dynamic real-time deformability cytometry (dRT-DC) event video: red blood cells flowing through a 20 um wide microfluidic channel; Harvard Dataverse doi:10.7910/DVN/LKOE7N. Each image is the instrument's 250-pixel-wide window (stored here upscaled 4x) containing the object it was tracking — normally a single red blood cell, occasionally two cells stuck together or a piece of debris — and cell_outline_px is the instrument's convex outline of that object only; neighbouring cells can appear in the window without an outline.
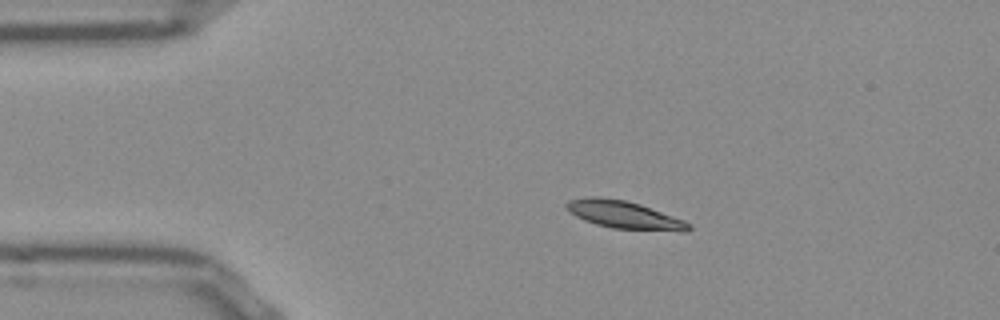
{"species": "Egyptian fruit bat (a non-hibernating species)", "species_latin": "Rousettus aegyptiacus", "temperature_condition": "room temperature", "stored_images_in_passage": 43, "camera_frame_rate_fps": 3000, "um_per_image_px": 0.085, "frame": {"image": 1, "passage_image": 1, "time_ms": 0.0, "image_size_px": [1000, 320], "cell_outline_px": [[692, 228], [688, 232], [684, 232], [612, 228], [596, 224], [584, 220], [576, 216], [564, 208], [564, 204], [568, 200], [588, 196], [596, 196], [624, 200], [640, 204], [684, 220], [692, 224]], "centroid_in_image_um": [53.06, 18.26], "position_along_channel_um": 31.9, "area_um2": 19.94}}
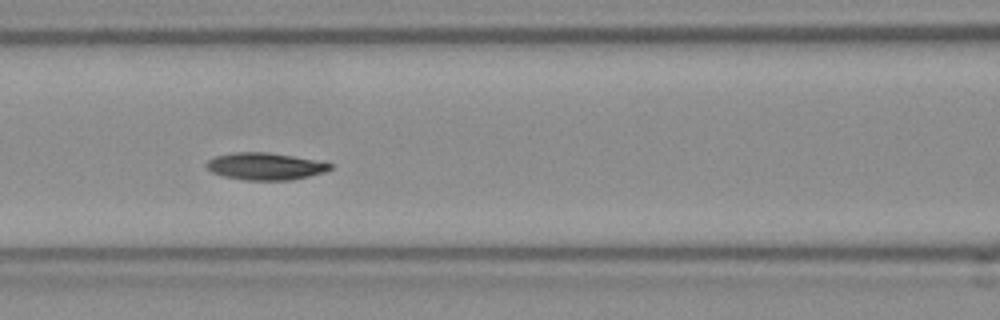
{"frame": {"image": 2, "passage_image": 13, "time_ms": 4.0, "image_size_px": [1000, 320], "cell_outline_px": [[332, 168], [324, 172], [292, 180], [244, 180], [224, 176], [212, 172], [204, 168], [204, 164], [208, 160], [216, 156], [232, 152], [268, 152], [292, 156], [332, 164]], "centroid_in_image_um": [22.47, 14.14], "position_along_channel_um": 144.1, "area_um2": 19.48}}
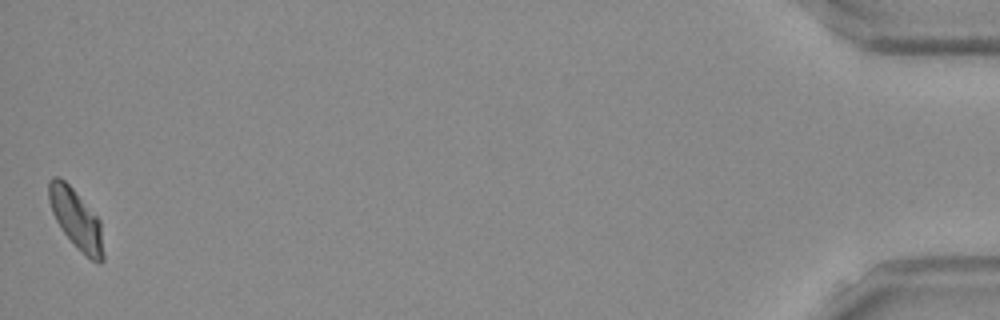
{"frame": {"image": 3, "passage_image": 43, "time_ms": 14.0, "image_size_px": [1000, 320], "cell_outline_px": [[104, 260], [100, 264], [96, 264], [60, 228], [52, 212], [48, 200], [48, 180], [52, 176], [60, 176], [72, 188], [100, 220], [104, 256]], "centroid_in_image_um": [6.46, 18.58], "position_along_channel_um": 428.7, "area_um2": 18.61}, "authors_computed_cell_mechanics": {"area_um2": 19.3052, "velocity_mm_per_s": 3.8434, "shape_relaxation_time_tau1_ms": 3.4362, "shape_relaxation_time_tau2_ms": 9.0514, "deformation_change_tau1": 0.1149, "deformation_change_tau2": 0.1112}}